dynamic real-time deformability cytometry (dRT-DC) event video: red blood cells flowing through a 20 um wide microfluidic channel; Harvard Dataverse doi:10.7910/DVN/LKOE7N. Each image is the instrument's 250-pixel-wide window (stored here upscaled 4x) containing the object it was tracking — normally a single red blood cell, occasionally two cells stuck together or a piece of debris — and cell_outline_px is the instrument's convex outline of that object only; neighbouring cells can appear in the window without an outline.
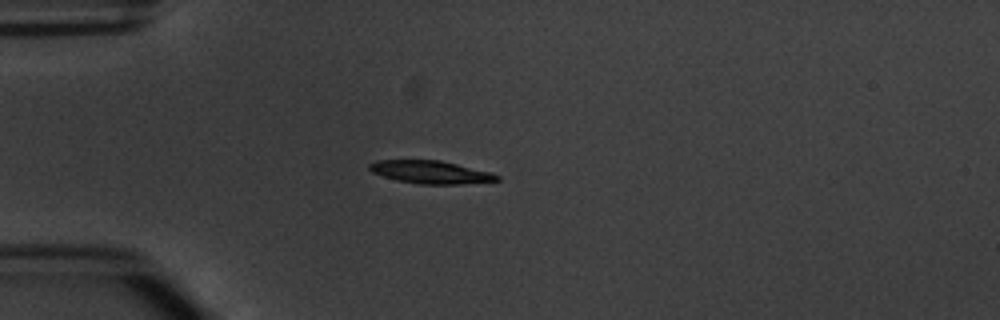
{"species": "common noctule bat (a hibernating species)", "species_latin": "Nyctalus noctula", "temperature_condition": "warm", "stored_images_in_passage": 5, "camera_frame_rate_fps": 3000, "um_per_image_px": 0.085, "animal": {"sex": "male", "body_mass_g": 20.1, "forearm_length_mm": 53.5}, "frame": {"image": 1, "passage_image": 5, "time_ms": 4.667, "image_size_px": [1000, 320], "cell_outline_px": [[500, 180], [460, 184], [420, 184], [396, 180], [372, 172], [368, 168], [368, 164], [376, 160], [440, 160], [492, 172], [500, 176]], "centroid_in_image_um": [36.61, 14.62], "position_along_channel_um": 48.4, "area_um2": 16.99}}